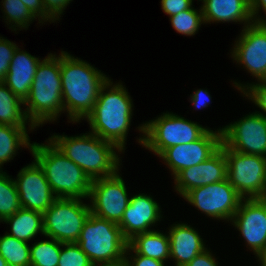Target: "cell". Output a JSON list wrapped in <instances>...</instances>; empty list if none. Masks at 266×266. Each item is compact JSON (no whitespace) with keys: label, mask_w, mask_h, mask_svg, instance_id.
I'll return each instance as SVG.
<instances>
[{"label":"cell","mask_w":266,"mask_h":266,"mask_svg":"<svg viewBox=\"0 0 266 266\" xmlns=\"http://www.w3.org/2000/svg\"><path fill=\"white\" fill-rule=\"evenodd\" d=\"M2 3L4 7L2 11L4 12V17H6L5 20H7V25L8 22L11 25L15 23L10 27L11 29L13 28L12 30L15 32L19 28V30L28 28L30 26L29 23L37 19L20 0H2Z\"/></svg>","instance_id":"f1b7e54d"},{"label":"cell","mask_w":266,"mask_h":266,"mask_svg":"<svg viewBox=\"0 0 266 266\" xmlns=\"http://www.w3.org/2000/svg\"><path fill=\"white\" fill-rule=\"evenodd\" d=\"M29 11L39 20V23H44L45 21H50V23L55 21L46 11L43 6L42 0H20Z\"/></svg>","instance_id":"d590c367"},{"label":"cell","mask_w":266,"mask_h":266,"mask_svg":"<svg viewBox=\"0 0 266 266\" xmlns=\"http://www.w3.org/2000/svg\"><path fill=\"white\" fill-rule=\"evenodd\" d=\"M60 74L64 111L75 122L85 119L98 99L100 88L109 79L89 63L61 51Z\"/></svg>","instance_id":"6da1fadb"},{"label":"cell","mask_w":266,"mask_h":266,"mask_svg":"<svg viewBox=\"0 0 266 266\" xmlns=\"http://www.w3.org/2000/svg\"><path fill=\"white\" fill-rule=\"evenodd\" d=\"M18 46L15 43L0 37V82H4L10 62Z\"/></svg>","instance_id":"d6a6232c"},{"label":"cell","mask_w":266,"mask_h":266,"mask_svg":"<svg viewBox=\"0 0 266 266\" xmlns=\"http://www.w3.org/2000/svg\"><path fill=\"white\" fill-rule=\"evenodd\" d=\"M235 87H237L238 90L243 92V94L253 101L261 110H263L265 113L256 112L263 116L266 119V80L265 81H258L256 84H238L237 82H234Z\"/></svg>","instance_id":"1f68e13d"},{"label":"cell","mask_w":266,"mask_h":266,"mask_svg":"<svg viewBox=\"0 0 266 266\" xmlns=\"http://www.w3.org/2000/svg\"><path fill=\"white\" fill-rule=\"evenodd\" d=\"M3 222L10 224L11 233L8 234L18 240L28 242L38 233L44 235L43 213L38 211L20 208Z\"/></svg>","instance_id":"603a6c76"},{"label":"cell","mask_w":266,"mask_h":266,"mask_svg":"<svg viewBox=\"0 0 266 266\" xmlns=\"http://www.w3.org/2000/svg\"><path fill=\"white\" fill-rule=\"evenodd\" d=\"M222 144L231 150L266 157V119L253 112L221 129Z\"/></svg>","instance_id":"7c38bea8"},{"label":"cell","mask_w":266,"mask_h":266,"mask_svg":"<svg viewBox=\"0 0 266 266\" xmlns=\"http://www.w3.org/2000/svg\"><path fill=\"white\" fill-rule=\"evenodd\" d=\"M193 0H161V7L169 17L192 7Z\"/></svg>","instance_id":"e575fe53"},{"label":"cell","mask_w":266,"mask_h":266,"mask_svg":"<svg viewBox=\"0 0 266 266\" xmlns=\"http://www.w3.org/2000/svg\"><path fill=\"white\" fill-rule=\"evenodd\" d=\"M88 198L93 215L119 223L129 204L125 182L117 172L115 175L92 180Z\"/></svg>","instance_id":"8fae6325"},{"label":"cell","mask_w":266,"mask_h":266,"mask_svg":"<svg viewBox=\"0 0 266 266\" xmlns=\"http://www.w3.org/2000/svg\"><path fill=\"white\" fill-rule=\"evenodd\" d=\"M262 199L266 202V193H265V195H264V197Z\"/></svg>","instance_id":"ee69618b"},{"label":"cell","mask_w":266,"mask_h":266,"mask_svg":"<svg viewBox=\"0 0 266 266\" xmlns=\"http://www.w3.org/2000/svg\"><path fill=\"white\" fill-rule=\"evenodd\" d=\"M128 245L139 255L166 261L170 258V240L168 234L158 230L135 235Z\"/></svg>","instance_id":"7402d4cb"},{"label":"cell","mask_w":266,"mask_h":266,"mask_svg":"<svg viewBox=\"0 0 266 266\" xmlns=\"http://www.w3.org/2000/svg\"><path fill=\"white\" fill-rule=\"evenodd\" d=\"M0 266H14V265L8 264L0 255Z\"/></svg>","instance_id":"b9f144b4"},{"label":"cell","mask_w":266,"mask_h":266,"mask_svg":"<svg viewBox=\"0 0 266 266\" xmlns=\"http://www.w3.org/2000/svg\"><path fill=\"white\" fill-rule=\"evenodd\" d=\"M58 266H94V264L79 245L73 242L62 243Z\"/></svg>","instance_id":"4dcf8cb0"},{"label":"cell","mask_w":266,"mask_h":266,"mask_svg":"<svg viewBox=\"0 0 266 266\" xmlns=\"http://www.w3.org/2000/svg\"><path fill=\"white\" fill-rule=\"evenodd\" d=\"M231 222L259 258L266 251V202L262 198L243 199Z\"/></svg>","instance_id":"9a60e30c"},{"label":"cell","mask_w":266,"mask_h":266,"mask_svg":"<svg viewBox=\"0 0 266 266\" xmlns=\"http://www.w3.org/2000/svg\"><path fill=\"white\" fill-rule=\"evenodd\" d=\"M199 12V13H198ZM172 27L186 36L195 35L202 23H204L202 9L199 11L191 7L170 17Z\"/></svg>","instance_id":"f546056e"},{"label":"cell","mask_w":266,"mask_h":266,"mask_svg":"<svg viewBox=\"0 0 266 266\" xmlns=\"http://www.w3.org/2000/svg\"><path fill=\"white\" fill-rule=\"evenodd\" d=\"M221 144V129H208L198 140L171 146L159 157L168 165L175 178L182 170L204 162L221 147Z\"/></svg>","instance_id":"4fadbf2b"},{"label":"cell","mask_w":266,"mask_h":266,"mask_svg":"<svg viewBox=\"0 0 266 266\" xmlns=\"http://www.w3.org/2000/svg\"><path fill=\"white\" fill-rule=\"evenodd\" d=\"M224 145L204 162L182 170L174 179L176 191L183 197L188 191L227 179Z\"/></svg>","instance_id":"e0dca14e"},{"label":"cell","mask_w":266,"mask_h":266,"mask_svg":"<svg viewBox=\"0 0 266 266\" xmlns=\"http://www.w3.org/2000/svg\"><path fill=\"white\" fill-rule=\"evenodd\" d=\"M227 179L243 199L263 198L266 193V157L243 154L224 146Z\"/></svg>","instance_id":"9c48e42d"},{"label":"cell","mask_w":266,"mask_h":266,"mask_svg":"<svg viewBox=\"0 0 266 266\" xmlns=\"http://www.w3.org/2000/svg\"><path fill=\"white\" fill-rule=\"evenodd\" d=\"M20 50L19 47L16 48L3 83L24 101L29 95L37 67L41 61L26 51Z\"/></svg>","instance_id":"ffe728a7"},{"label":"cell","mask_w":266,"mask_h":266,"mask_svg":"<svg viewBox=\"0 0 266 266\" xmlns=\"http://www.w3.org/2000/svg\"><path fill=\"white\" fill-rule=\"evenodd\" d=\"M159 204L150 195L138 194L130 197L121 221L118 223L123 237L129 241L135 235L153 231L151 226L161 221Z\"/></svg>","instance_id":"ac0fdd59"},{"label":"cell","mask_w":266,"mask_h":266,"mask_svg":"<svg viewBox=\"0 0 266 266\" xmlns=\"http://www.w3.org/2000/svg\"><path fill=\"white\" fill-rule=\"evenodd\" d=\"M23 105L27 107L25 113L30 122L29 130L42 126L47 121H55L64 111L60 54L57 57L49 54L39 63Z\"/></svg>","instance_id":"277c9868"},{"label":"cell","mask_w":266,"mask_h":266,"mask_svg":"<svg viewBox=\"0 0 266 266\" xmlns=\"http://www.w3.org/2000/svg\"><path fill=\"white\" fill-rule=\"evenodd\" d=\"M76 243L94 266L124 264L128 241L115 222L91 213Z\"/></svg>","instance_id":"8992f818"},{"label":"cell","mask_w":266,"mask_h":266,"mask_svg":"<svg viewBox=\"0 0 266 266\" xmlns=\"http://www.w3.org/2000/svg\"><path fill=\"white\" fill-rule=\"evenodd\" d=\"M112 85L111 79H108L100 88L93 111L86 119L92 130L91 133L112 142L123 151L131 124L133 104L121 83Z\"/></svg>","instance_id":"7a4b0ae2"},{"label":"cell","mask_w":266,"mask_h":266,"mask_svg":"<svg viewBox=\"0 0 266 266\" xmlns=\"http://www.w3.org/2000/svg\"><path fill=\"white\" fill-rule=\"evenodd\" d=\"M86 134L75 137L54 134L48 140L78 165L91 180L115 175L120 166V157L115 151H122L112 142L103 140L94 133Z\"/></svg>","instance_id":"3957f363"},{"label":"cell","mask_w":266,"mask_h":266,"mask_svg":"<svg viewBox=\"0 0 266 266\" xmlns=\"http://www.w3.org/2000/svg\"><path fill=\"white\" fill-rule=\"evenodd\" d=\"M259 261H261L260 263L264 266H266V251L258 258Z\"/></svg>","instance_id":"60d3db41"},{"label":"cell","mask_w":266,"mask_h":266,"mask_svg":"<svg viewBox=\"0 0 266 266\" xmlns=\"http://www.w3.org/2000/svg\"><path fill=\"white\" fill-rule=\"evenodd\" d=\"M232 57L243 64L257 81L266 80V23H252L244 26L235 41Z\"/></svg>","instance_id":"5bb4252c"},{"label":"cell","mask_w":266,"mask_h":266,"mask_svg":"<svg viewBox=\"0 0 266 266\" xmlns=\"http://www.w3.org/2000/svg\"><path fill=\"white\" fill-rule=\"evenodd\" d=\"M26 127H17L0 124V171L1 166L13 160L20 147L31 149Z\"/></svg>","instance_id":"cb8c5ba5"},{"label":"cell","mask_w":266,"mask_h":266,"mask_svg":"<svg viewBox=\"0 0 266 266\" xmlns=\"http://www.w3.org/2000/svg\"><path fill=\"white\" fill-rule=\"evenodd\" d=\"M0 255L14 266H30V247L27 242L18 240L7 232L0 237Z\"/></svg>","instance_id":"484cf974"},{"label":"cell","mask_w":266,"mask_h":266,"mask_svg":"<svg viewBox=\"0 0 266 266\" xmlns=\"http://www.w3.org/2000/svg\"><path fill=\"white\" fill-rule=\"evenodd\" d=\"M72 0H42L45 11L56 21Z\"/></svg>","instance_id":"8d00e7d4"},{"label":"cell","mask_w":266,"mask_h":266,"mask_svg":"<svg viewBox=\"0 0 266 266\" xmlns=\"http://www.w3.org/2000/svg\"><path fill=\"white\" fill-rule=\"evenodd\" d=\"M182 198L207 216L228 222L231 221L243 200L228 179L194 188Z\"/></svg>","instance_id":"30bf717a"},{"label":"cell","mask_w":266,"mask_h":266,"mask_svg":"<svg viewBox=\"0 0 266 266\" xmlns=\"http://www.w3.org/2000/svg\"><path fill=\"white\" fill-rule=\"evenodd\" d=\"M62 242L50 240L36 242L30 246V266H58Z\"/></svg>","instance_id":"4316f807"},{"label":"cell","mask_w":266,"mask_h":266,"mask_svg":"<svg viewBox=\"0 0 266 266\" xmlns=\"http://www.w3.org/2000/svg\"><path fill=\"white\" fill-rule=\"evenodd\" d=\"M47 143H32L30 150L34 160L43 169L54 196L88 199L92 180L50 140Z\"/></svg>","instance_id":"5b68a950"},{"label":"cell","mask_w":266,"mask_h":266,"mask_svg":"<svg viewBox=\"0 0 266 266\" xmlns=\"http://www.w3.org/2000/svg\"><path fill=\"white\" fill-rule=\"evenodd\" d=\"M14 181L21 208L44 213L56 199L43 169L35 160L22 168Z\"/></svg>","instance_id":"2e32d148"},{"label":"cell","mask_w":266,"mask_h":266,"mask_svg":"<svg viewBox=\"0 0 266 266\" xmlns=\"http://www.w3.org/2000/svg\"><path fill=\"white\" fill-rule=\"evenodd\" d=\"M170 240V259L176 266H186L207 248L198 232L186 223L173 224L168 232Z\"/></svg>","instance_id":"d6986e66"},{"label":"cell","mask_w":266,"mask_h":266,"mask_svg":"<svg viewBox=\"0 0 266 266\" xmlns=\"http://www.w3.org/2000/svg\"><path fill=\"white\" fill-rule=\"evenodd\" d=\"M104 266H124V265L121 264V265H104Z\"/></svg>","instance_id":"7bdbcfd3"},{"label":"cell","mask_w":266,"mask_h":266,"mask_svg":"<svg viewBox=\"0 0 266 266\" xmlns=\"http://www.w3.org/2000/svg\"><path fill=\"white\" fill-rule=\"evenodd\" d=\"M204 23L210 22H241L248 26L254 23L250 0H199Z\"/></svg>","instance_id":"44dd1931"},{"label":"cell","mask_w":266,"mask_h":266,"mask_svg":"<svg viewBox=\"0 0 266 266\" xmlns=\"http://www.w3.org/2000/svg\"><path fill=\"white\" fill-rule=\"evenodd\" d=\"M265 12L266 15V0H250V9H251V14L253 17L254 22L256 23H266V19H264L265 17L260 18V16L258 17V13L259 9H261Z\"/></svg>","instance_id":"ab89813d"},{"label":"cell","mask_w":266,"mask_h":266,"mask_svg":"<svg viewBox=\"0 0 266 266\" xmlns=\"http://www.w3.org/2000/svg\"><path fill=\"white\" fill-rule=\"evenodd\" d=\"M138 129L144 133L138 143L158 156L171 146L198 140L208 130L197 122L169 112L143 123Z\"/></svg>","instance_id":"52a82bcc"},{"label":"cell","mask_w":266,"mask_h":266,"mask_svg":"<svg viewBox=\"0 0 266 266\" xmlns=\"http://www.w3.org/2000/svg\"><path fill=\"white\" fill-rule=\"evenodd\" d=\"M186 266H218L216 259L212 256L211 252L206 249L198 254Z\"/></svg>","instance_id":"74e56055"},{"label":"cell","mask_w":266,"mask_h":266,"mask_svg":"<svg viewBox=\"0 0 266 266\" xmlns=\"http://www.w3.org/2000/svg\"><path fill=\"white\" fill-rule=\"evenodd\" d=\"M133 251L135 254L132 256L127 257V255H130L129 252ZM132 257V258H131ZM129 259H133L132 261ZM163 261L149 258L144 255L137 254L129 245L127 246L126 253H125V259H124V266H164Z\"/></svg>","instance_id":"836d02e7"},{"label":"cell","mask_w":266,"mask_h":266,"mask_svg":"<svg viewBox=\"0 0 266 266\" xmlns=\"http://www.w3.org/2000/svg\"><path fill=\"white\" fill-rule=\"evenodd\" d=\"M91 214L89 204L78 198H56L43 213L44 235L62 243L77 242Z\"/></svg>","instance_id":"ba28073f"},{"label":"cell","mask_w":266,"mask_h":266,"mask_svg":"<svg viewBox=\"0 0 266 266\" xmlns=\"http://www.w3.org/2000/svg\"><path fill=\"white\" fill-rule=\"evenodd\" d=\"M24 101L15 95L3 82H0V124L26 127L25 110L21 105ZM28 121V122H27Z\"/></svg>","instance_id":"d4e9b609"},{"label":"cell","mask_w":266,"mask_h":266,"mask_svg":"<svg viewBox=\"0 0 266 266\" xmlns=\"http://www.w3.org/2000/svg\"><path fill=\"white\" fill-rule=\"evenodd\" d=\"M191 102L194 105V107L201 109L208 107L210 104L211 96L208 92V90L198 89L192 94L191 96Z\"/></svg>","instance_id":"f35d334b"},{"label":"cell","mask_w":266,"mask_h":266,"mask_svg":"<svg viewBox=\"0 0 266 266\" xmlns=\"http://www.w3.org/2000/svg\"><path fill=\"white\" fill-rule=\"evenodd\" d=\"M21 208L14 179L0 171V222L14 215Z\"/></svg>","instance_id":"83f0119b"}]
</instances>
